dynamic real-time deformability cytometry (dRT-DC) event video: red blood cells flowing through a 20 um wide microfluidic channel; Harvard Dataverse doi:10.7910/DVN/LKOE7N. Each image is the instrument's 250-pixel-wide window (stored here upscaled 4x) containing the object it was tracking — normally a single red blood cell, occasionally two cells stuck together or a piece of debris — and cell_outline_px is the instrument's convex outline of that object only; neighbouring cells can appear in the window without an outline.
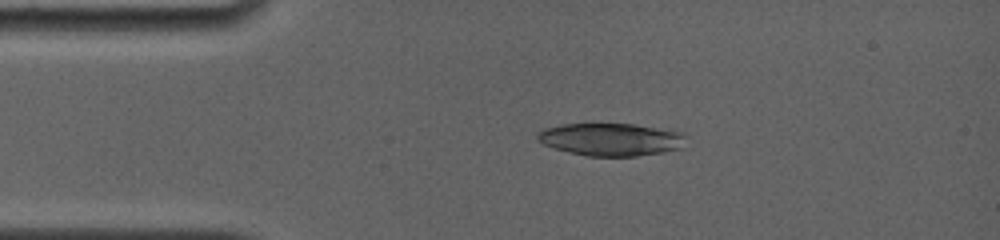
{"species": "common noctule bat (a hibernating species)", "species_latin": "Nyctalus noctula", "temperature_condition": "room temperature", "stored_images_in_passage": 6, "camera_frame_rate_fps": 4000, "um_per_image_px": 0.085, "animal": {"sex": "female", "body_mass_g": 19.0, "forearm_length_mm": 56.7}, "frame": {"image": 1, "passage_image": 5, "time_ms": 3.0, "image_size_px": [1000, 240], "cell_outline_px": [[684, 136], [680, 148], [664, 152], [636, 156], [588, 156], [568, 152], [544, 144], [536, 140], [536, 136], [544, 128], [564, 124], [632, 124], [684, 132]], "centroid_in_image_um": [51.91, 11.85], "position_along_channel_um": 33.1, "area_um2": 27.98}}